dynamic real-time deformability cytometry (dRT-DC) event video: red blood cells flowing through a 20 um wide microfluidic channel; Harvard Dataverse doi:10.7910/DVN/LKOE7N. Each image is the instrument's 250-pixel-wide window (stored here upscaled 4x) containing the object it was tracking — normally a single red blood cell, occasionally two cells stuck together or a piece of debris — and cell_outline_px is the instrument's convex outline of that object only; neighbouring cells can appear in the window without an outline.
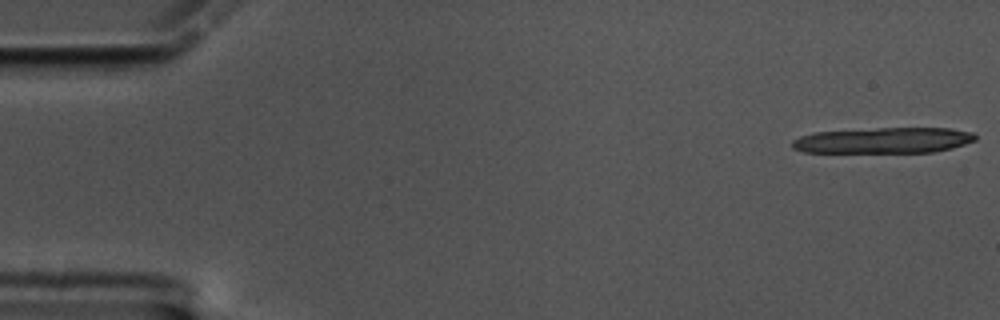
{"species": "common noctule bat (a hibernating species)", "species_latin": "Nyctalus noctula", "temperature_condition": "cold", "stored_images_in_passage": 19, "camera_frame_rate_fps": 3000, "um_per_image_px": 0.085, "animal": {"sex": "male", "body_mass_g": 17.5, "forearm_length_mm": 52.3}, "frame": {"image": 1, "passage_image": 1, "time_ms": 0.0, "image_size_px": [1000, 320], "cell_outline_px": [[976, 140], [952, 148], [932, 152], [804, 152], [792, 148], [792, 140], [800, 136], [816, 132], [876, 128], [952, 128], [972, 132], [976, 136]], "centroid_in_image_um": [75.11, 11.93], "position_along_channel_um": 9.9, "area_um2": 27.46}}